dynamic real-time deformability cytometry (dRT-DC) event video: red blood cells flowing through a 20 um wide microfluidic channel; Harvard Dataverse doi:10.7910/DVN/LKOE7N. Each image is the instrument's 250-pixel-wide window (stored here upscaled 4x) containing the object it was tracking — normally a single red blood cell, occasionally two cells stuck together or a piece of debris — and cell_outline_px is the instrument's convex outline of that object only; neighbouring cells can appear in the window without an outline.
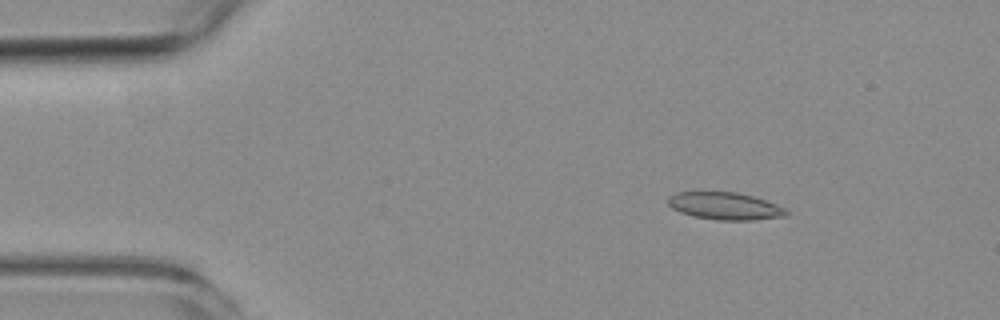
{"species": "common noctule bat (a hibernating species)", "species_latin": "Nyctalus noctula", "temperature_condition": "room temperature", "stored_images_in_passage": 5, "camera_frame_rate_fps": 3000, "um_per_image_px": 0.085, "animal": {"sex": "female", "body_mass_g": 19.3, "forearm_length_mm": 54.1}, "frame": {"image": 1, "passage_image": 2, "time_ms": 2.0, "image_size_px": [1000, 320], "cell_outline_px": [[788, 216], [752, 220], [716, 220], [692, 216], [680, 212], [672, 208], [668, 204], [668, 196], [676, 192], [736, 192], [752, 196], [776, 204], [784, 208], [788, 212]], "centroid_in_image_um": [61.6, 17.52], "position_along_channel_um": 23.4, "area_um2": 18.84}}
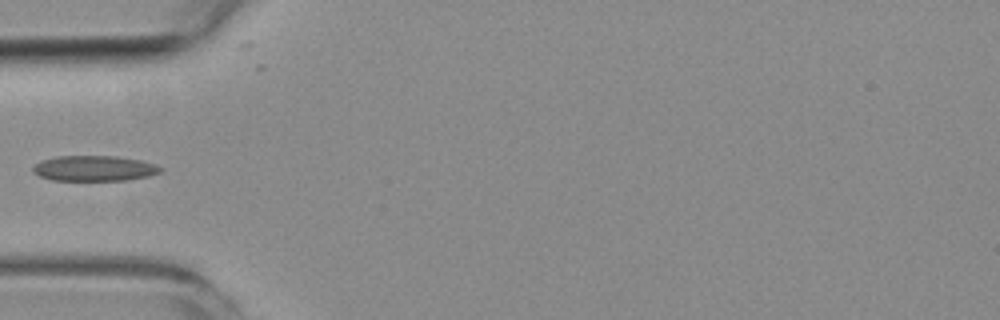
{"frame": {"image": 2, "passage_image": 4, "time_ms": 5.333, "image_size_px": [1000, 320], "cell_outline_px": [[164, 168], [160, 172], [148, 176], [124, 180], [52, 180], [40, 176], [32, 172], [32, 168], [40, 160], [56, 156], [116, 156], [140, 160], [156, 164]], "centroid_in_image_um": [8.0, 14.3], "position_along_channel_um": 77.0, "area_um2": 18.9}}
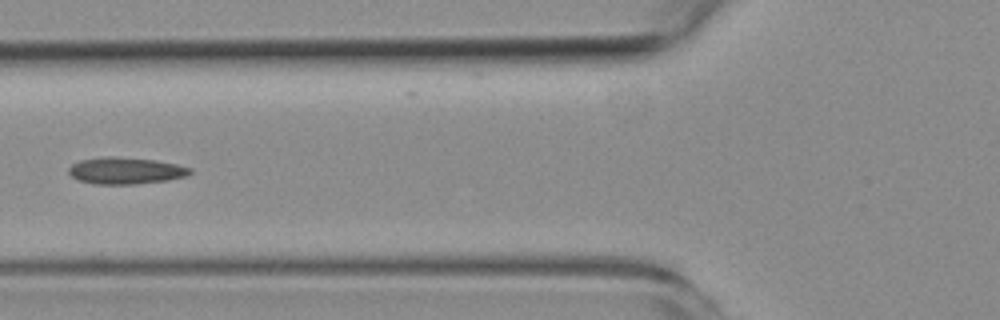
{"frame": {"image": 3, "passage_image": 5, "time_ms": 6.333, "image_size_px": [1000, 320], "cell_outline_px": [[192, 172], [188, 176], [168, 180], [136, 184], [96, 184], [80, 180], [72, 176], [68, 172], [68, 168], [72, 164], [80, 160], [104, 156], [116, 156], [156, 160], [176, 164], [192, 168]], "centroid_in_image_um": [10.7, 14.5], "position_along_channel_um": 115.1, "area_um2": 19.02}}